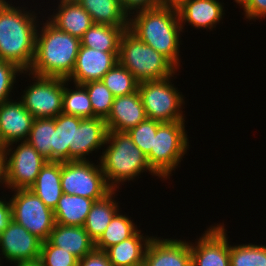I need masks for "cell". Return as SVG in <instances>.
<instances>
[{
    "instance_id": "cell-15",
    "label": "cell",
    "mask_w": 266,
    "mask_h": 266,
    "mask_svg": "<svg viewBox=\"0 0 266 266\" xmlns=\"http://www.w3.org/2000/svg\"><path fill=\"white\" fill-rule=\"evenodd\" d=\"M119 52H103L80 46L71 75L66 79L73 84L83 85L91 81H101L103 76L118 62Z\"/></svg>"
},
{
    "instance_id": "cell-1",
    "label": "cell",
    "mask_w": 266,
    "mask_h": 266,
    "mask_svg": "<svg viewBox=\"0 0 266 266\" xmlns=\"http://www.w3.org/2000/svg\"><path fill=\"white\" fill-rule=\"evenodd\" d=\"M8 2L0 0V60L28 71L34 59L39 19L34 11L15 8Z\"/></svg>"
},
{
    "instance_id": "cell-42",
    "label": "cell",
    "mask_w": 266,
    "mask_h": 266,
    "mask_svg": "<svg viewBox=\"0 0 266 266\" xmlns=\"http://www.w3.org/2000/svg\"><path fill=\"white\" fill-rule=\"evenodd\" d=\"M0 183L6 187V157L3 148H0Z\"/></svg>"
},
{
    "instance_id": "cell-12",
    "label": "cell",
    "mask_w": 266,
    "mask_h": 266,
    "mask_svg": "<svg viewBox=\"0 0 266 266\" xmlns=\"http://www.w3.org/2000/svg\"><path fill=\"white\" fill-rule=\"evenodd\" d=\"M42 241L23 226L10 220L0 232V259L16 264L40 258Z\"/></svg>"
},
{
    "instance_id": "cell-14",
    "label": "cell",
    "mask_w": 266,
    "mask_h": 266,
    "mask_svg": "<svg viewBox=\"0 0 266 266\" xmlns=\"http://www.w3.org/2000/svg\"><path fill=\"white\" fill-rule=\"evenodd\" d=\"M11 100L0 104V148L26 141L35 119L21 100Z\"/></svg>"
},
{
    "instance_id": "cell-25",
    "label": "cell",
    "mask_w": 266,
    "mask_h": 266,
    "mask_svg": "<svg viewBox=\"0 0 266 266\" xmlns=\"http://www.w3.org/2000/svg\"><path fill=\"white\" fill-rule=\"evenodd\" d=\"M115 191L117 190H112L104 198L96 200L87 215L83 227L94 242L100 238L113 216L120 210L118 202L114 200Z\"/></svg>"
},
{
    "instance_id": "cell-30",
    "label": "cell",
    "mask_w": 266,
    "mask_h": 266,
    "mask_svg": "<svg viewBox=\"0 0 266 266\" xmlns=\"http://www.w3.org/2000/svg\"><path fill=\"white\" fill-rule=\"evenodd\" d=\"M54 131L55 118H36L26 140L47 161H53Z\"/></svg>"
},
{
    "instance_id": "cell-9",
    "label": "cell",
    "mask_w": 266,
    "mask_h": 266,
    "mask_svg": "<svg viewBox=\"0 0 266 266\" xmlns=\"http://www.w3.org/2000/svg\"><path fill=\"white\" fill-rule=\"evenodd\" d=\"M9 199L11 219L42 242L47 241L55 226L54 211L48 208L30 189H15Z\"/></svg>"
},
{
    "instance_id": "cell-4",
    "label": "cell",
    "mask_w": 266,
    "mask_h": 266,
    "mask_svg": "<svg viewBox=\"0 0 266 266\" xmlns=\"http://www.w3.org/2000/svg\"><path fill=\"white\" fill-rule=\"evenodd\" d=\"M105 144L109 145L103 150L99 162L113 190H117L127 180L133 181L145 171L158 176L149 166L146 155L133 143L127 132L108 131Z\"/></svg>"
},
{
    "instance_id": "cell-3",
    "label": "cell",
    "mask_w": 266,
    "mask_h": 266,
    "mask_svg": "<svg viewBox=\"0 0 266 266\" xmlns=\"http://www.w3.org/2000/svg\"><path fill=\"white\" fill-rule=\"evenodd\" d=\"M43 25L37 31L34 59L26 73L67 79L76 63L80 39L59 30L49 20Z\"/></svg>"
},
{
    "instance_id": "cell-38",
    "label": "cell",
    "mask_w": 266,
    "mask_h": 266,
    "mask_svg": "<svg viewBox=\"0 0 266 266\" xmlns=\"http://www.w3.org/2000/svg\"><path fill=\"white\" fill-rule=\"evenodd\" d=\"M238 5L242 6L248 20L266 17V0H240Z\"/></svg>"
},
{
    "instance_id": "cell-19",
    "label": "cell",
    "mask_w": 266,
    "mask_h": 266,
    "mask_svg": "<svg viewBox=\"0 0 266 266\" xmlns=\"http://www.w3.org/2000/svg\"><path fill=\"white\" fill-rule=\"evenodd\" d=\"M147 119L139 91L114 97L111 111L105 119L108 131L127 132Z\"/></svg>"
},
{
    "instance_id": "cell-27",
    "label": "cell",
    "mask_w": 266,
    "mask_h": 266,
    "mask_svg": "<svg viewBox=\"0 0 266 266\" xmlns=\"http://www.w3.org/2000/svg\"><path fill=\"white\" fill-rule=\"evenodd\" d=\"M128 27L93 24L80 38L82 46L103 52H119L120 39Z\"/></svg>"
},
{
    "instance_id": "cell-8",
    "label": "cell",
    "mask_w": 266,
    "mask_h": 266,
    "mask_svg": "<svg viewBox=\"0 0 266 266\" xmlns=\"http://www.w3.org/2000/svg\"><path fill=\"white\" fill-rule=\"evenodd\" d=\"M61 188L63 193L100 200L113 189L108 185L98 165L88 161L61 162Z\"/></svg>"
},
{
    "instance_id": "cell-23",
    "label": "cell",
    "mask_w": 266,
    "mask_h": 266,
    "mask_svg": "<svg viewBox=\"0 0 266 266\" xmlns=\"http://www.w3.org/2000/svg\"><path fill=\"white\" fill-rule=\"evenodd\" d=\"M138 230L132 237L106 249L108 260L113 266H143L144 255L153 236H143Z\"/></svg>"
},
{
    "instance_id": "cell-16",
    "label": "cell",
    "mask_w": 266,
    "mask_h": 266,
    "mask_svg": "<svg viewBox=\"0 0 266 266\" xmlns=\"http://www.w3.org/2000/svg\"><path fill=\"white\" fill-rule=\"evenodd\" d=\"M143 266H191L190 242L153 236L147 245Z\"/></svg>"
},
{
    "instance_id": "cell-31",
    "label": "cell",
    "mask_w": 266,
    "mask_h": 266,
    "mask_svg": "<svg viewBox=\"0 0 266 266\" xmlns=\"http://www.w3.org/2000/svg\"><path fill=\"white\" fill-rule=\"evenodd\" d=\"M68 83L64 79L62 113L83 119L95 118L86 88L83 85L75 84V90L69 89L67 88Z\"/></svg>"
},
{
    "instance_id": "cell-20",
    "label": "cell",
    "mask_w": 266,
    "mask_h": 266,
    "mask_svg": "<svg viewBox=\"0 0 266 266\" xmlns=\"http://www.w3.org/2000/svg\"><path fill=\"white\" fill-rule=\"evenodd\" d=\"M57 9L48 20L59 30L79 39L94 24L89 13L75 0H60Z\"/></svg>"
},
{
    "instance_id": "cell-24",
    "label": "cell",
    "mask_w": 266,
    "mask_h": 266,
    "mask_svg": "<svg viewBox=\"0 0 266 266\" xmlns=\"http://www.w3.org/2000/svg\"><path fill=\"white\" fill-rule=\"evenodd\" d=\"M95 200L63 193L54 209L55 223L84 226Z\"/></svg>"
},
{
    "instance_id": "cell-26",
    "label": "cell",
    "mask_w": 266,
    "mask_h": 266,
    "mask_svg": "<svg viewBox=\"0 0 266 266\" xmlns=\"http://www.w3.org/2000/svg\"><path fill=\"white\" fill-rule=\"evenodd\" d=\"M92 17L94 24L129 27V16L117 0H75Z\"/></svg>"
},
{
    "instance_id": "cell-44",
    "label": "cell",
    "mask_w": 266,
    "mask_h": 266,
    "mask_svg": "<svg viewBox=\"0 0 266 266\" xmlns=\"http://www.w3.org/2000/svg\"><path fill=\"white\" fill-rule=\"evenodd\" d=\"M181 0H159L161 5H174L176 6Z\"/></svg>"
},
{
    "instance_id": "cell-33",
    "label": "cell",
    "mask_w": 266,
    "mask_h": 266,
    "mask_svg": "<svg viewBox=\"0 0 266 266\" xmlns=\"http://www.w3.org/2000/svg\"><path fill=\"white\" fill-rule=\"evenodd\" d=\"M230 266H266V246L252 243L229 245Z\"/></svg>"
},
{
    "instance_id": "cell-37",
    "label": "cell",
    "mask_w": 266,
    "mask_h": 266,
    "mask_svg": "<svg viewBox=\"0 0 266 266\" xmlns=\"http://www.w3.org/2000/svg\"><path fill=\"white\" fill-rule=\"evenodd\" d=\"M26 74L18 65L10 61L0 60V104L10 100V92L16 83V75ZM10 94V95H9Z\"/></svg>"
},
{
    "instance_id": "cell-41",
    "label": "cell",
    "mask_w": 266,
    "mask_h": 266,
    "mask_svg": "<svg viewBox=\"0 0 266 266\" xmlns=\"http://www.w3.org/2000/svg\"><path fill=\"white\" fill-rule=\"evenodd\" d=\"M0 198V232L6 227V224L11 220V204L6 201V198Z\"/></svg>"
},
{
    "instance_id": "cell-13",
    "label": "cell",
    "mask_w": 266,
    "mask_h": 266,
    "mask_svg": "<svg viewBox=\"0 0 266 266\" xmlns=\"http://www.w3.org/2000/svg\"><path fill=\"white\" fill-rule=\"evenodd\" d=\"M223 224L210 226L195 244L190 242L191 266H230L229 241Z\"/></svg>"
},
{
    "instance_id": "cell-10",
    "label": "cell",
    "mask_w": 266,
    "mask_h": 266,
    "mask_svg": "<svg viewBox=\"0 0 266 266\" xmlns=\"http://www.w3.org/2000/svg\"><path fill=\"white\" fill-rule=\"evenodd\" d=\"M30 75L35 82L21 95L23 106L35 119L57 117L62 113L64 79Z\"/></svg>"
},
{
    "instance_id": "cell-6",
    "label": "cell",
    "mask_w": 266,
    "mask_h": 266,
    "mask_svg": "<svg viewBox=\"0 0 266 266\" xmlns=\"http://www.w3.org/2000/svg\"><path fill=\"white\" fill-rule=\"evenodd\" d=\"M185 121L161 123L156 131L151 152L146 156L151 169L168 179L189 148Z\"/></svg>"
},
{
    "instance_id": "cell-2",
    "label": "cell",
    "mask_w": 266,
    "mask_h": 266,
    "mask_svg": "<svg viewBox=\"0 0 266 266\" xmlns=\"http://www.w3.org/2000/svg\"><path fill=\"white\" fill-rule=\"evenodd\" d=\"M128 29L179 69V40L183 30L174 5H161L134 13L129 17Z\"/></svg>"
},
{
    "instance_id": "cell-22",
    "label": "cell",
    "mask_w": 266,
    "mask_h": 266,
    "mask_svg": "<svg viewBox=\"0 0 266 266\" xmlns=\"http://www.w3.org/2000/svg\"><path fill=\"white\" fill-rule=\"evenodd\" d=\"M40 200L54 211L60 197L61 188V162L47 161L40 170L35 182L28 188Z\"/></svg>"
},
{
    "instance_id": "cell-18",
    "label": "cell",
    "mask_w": 266,
    "mask_h": 266,
    "mask_svg": "<svg viewBox=\"0 0 266 266\" xmlns=\"http://www.w3.org/2000/svg\"><path fill=\"white\" fill-rule=\"evenodd\" d=\"M219 0H181L175 7L181 28L189 23L194 28L212 30L224 15V5Z\"/></svg>"
},
{
    "instance_id": "cell-29",
    "label": "cell",
    "mask_w": 266,
    "mask_h": 266,
    "mask_svg": "<svg viewBox=\"0 0 266 266\" xmlns=\"http://www.w3.org/2000/svg\"><path fill=\"white\" fill-rule=\"evenodd\" d=\"M138 231L131 217L120 214L118 211L112 218L106 230L95 242V249L105 251L123 240L132 237Z\"/></svg>"
},
{
    "instance_id": "cell-7",
    "label": "cell",
    "mask_w": 266,
    "mask_h": 266,
    "mask_svg": "<svg viewBox=\"0 0 266 266\" xmlns=\"http://www.w3.org/2000/svg\"><path fill=\"white\" fill-rule=\"evenodd\" d=\"M171 77L174 75L161 80L138 83V91L148 119L161 123L185 121V114L183 115L181 110L185 103L184 95L174 87Z\"/></svg>"
},
{
    "instance_id": "cell-34",
    "label": "cell",
    "mask_w": 266,
    "mask_h": 266,
    "mask_svg": "<svg viewBox=\"0 0 266 266\" xmlns=\"http://www.w3.org/2000/svg\"><path fill=\"white\" fill-rule=\"evenodd\" d=\"M86 88L93 113L98 118L106 119L111 111L114 96L102 81L83 84Z\"/></svg>"
},
{
    "instance_id": "cell-17",
    "label": "cell",
    "mask_w": 266,
    "mask_h": 266,
    "mask_svg": "<svg viewBox=\"0 0 266 266\" xmlns=\"http://www.w3.org/2000/svg\"><path fill=\"white\" fill-rule=\"evenodd\" d=\"M108 128L103 118H84L75 126L74 147H69V161H88L86 155L104 147Z\"/></svg>"
},
{
    "instance_id": "cell-40",
    "label": "cell",
    "mask_w": 266,
    "mask_h": 266,
    "mask_svg": "<svg viewBox=\"0 0 266 266\" xmlns=\"http://www.w3.org/2000/svg\"><path fill=\"white\" fill-rule=\"evenodd\" d=\"M77 266H113L104 251L94 249L78 260Z\"/></svg>"
},
{
    "instance_id": "cell-11",
    "label": "cell",
    "mask_w": 266,
    "mask_h": 266,
    "mask_svg": "<svg viewBox=\"0 0 266 266\" xmlns=\"http://www.w3.org/2000/svg\"><path fill=\"white\" fill-rule=\"evenodd\" d=\"M3 150L6 157L7 188L28 189L47 160L28 141H21L20 144L18 142L15 150L10 146Z\"/></svg>"
},
{
    "instance_id": "cell-43",
    "label": "cell",
    "mask_w": 266,
    "mask_h": 266,
    "mask_svg": "<svg viewBox=\"0 0 266 266\" xmlns=\"http://www.w3.org/2000/svg\"><path fill=\"white\" fill-rule=\"evenodd\" d=\"M15 266H44L40 259L32 260V261H25L19 262L14 264Z\"/></svg>"
},
{
    "instance_id": "cell-35",
    "label": "cell",
    "mask_w": 266,
    "mask_h": 266,
    "mask_svg": "<svg viewBox=\"0 0 266 266\" xmlns=\"http://www.w3.org/2000/svg\"><path fill=\"white\" fill-rule=\"evenodd\" d=\"M161 124L159 121L146 119L140 122L136 127L127 131L133 143L147 156L153 147L154 137L158 126Z\"/></svg>"
},
{
    "instance_id": "cell-28",
    "label": "cell",
    "mask_w": 266,
    "mask_h": 266,
    "mask_svg": "<svg viewBox=\"0 0 266 266\" xmlns=\"http://www.w3.org/2000/svg\"><path fill=\"white\" fill-rule=\"evenodd\" d=\"M82 119L81 117L64 113L55 117L53 161H69V147H74L75 126H79Z\"/></svg>"
},
{
    "instance_id": "cell-39",
    "label": "cell",
    "mask_w": 266,
    "mask_h": 266,
    "mask_svg": "<svg viewBox=\"0 0 266 266\" xmlns=\"http://www.w3.org/2000/svg\"><path fill=\"white\" fill-rule=\"evenodd\" d=\"M125 13L130 17L135 12L153 9L161 6L159 0H117ZM132 14V15H130Z\"/></svg>"
},
{
    "instance_id": "cell-21",
    "label": "cell",
    "mask_w": 266,
    "mask_h": 266,
    "mask_svg": "<svg viewBox=\"0 0 266 266\" xmlns=\"http://www.w3.org/2000/svg\"><path fill=\"white\" fill-rule=\"evenodd\" d=\"M53 245L69 251L78 260L95 249V242L83 226H69L55 223L48 239Z\"/></svg>"
},
{
    "instance_id": "cell-36",
    "label": "cell",
    "mask_w": 266,
    "mask_h": 266,
    "mask_svg": "<svg viewBox=\"0 0 266 266\" xmlns=\"http://www.w3.org/2000/svg\"><path fill=\"white\" fill-rule=\"evenodd\" d=\"M39 259L44 266L78 265V259L73 254L53 245L49 240L42 242Z\"/></svg>"
},
{
    "instance_id": "cell-5",
    "label": "cell",
    "mask_w": 266,
    "mask_h": 266,
    "mask_svg": "<svg viewBox=\"0 0 266 266\" xmlns=\"http://www.w3.org/2000/svg\"><path fill=\"white\" fill-rule=\"evenodd\" d=\"M118 62L138 82L165 79L178 71L165 56L145 44L129 29L121 36Z\"/></svg>"
},
{
    "instance_id": "cell-32",
    "label": "cell",
    "mask_w": 266,
    "mask_h": 266,
    "mask_svg": "<svg viewBox=\"0 0 266 266\" xmlns=\"http://www.w3.org/2000/svg\"><path fill=\"white\" fill-rule=\"evenodd\" d=\"M114 97L133 94L138 90V81L119 62H117L101 79Z\"/></svg>"
}]
</instances>
